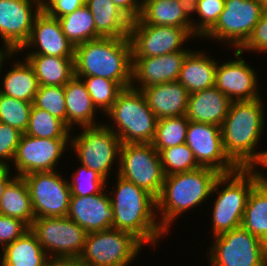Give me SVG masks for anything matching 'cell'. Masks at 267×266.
<instances>
[{
    "label": "cell",
    "instance_id": "6da1fadb",
    "mask_svg": "<svg viewBox=\"0 0 267 266\" xmlns=\"http://www.w3.org/2000/svg\"><path fill=\"white\" fill-rule=\"evenodd\" d=\"M263 101H231L221 125L224 151L238 168L267 169V150H257L266 129Z\"/></svg>",
    "mask_w": 267,
    "mask_h": 266
},
{
    "label": "cell",
    "instance_id": "7a4b0ae2",
    "mask_svg": "<svg viewBox=\"0 0 267 266\" xmlns=\"http://www.w3.org/2000/svg\"><path fill=\"white\" fill-rule=\"evenodd\" d=\"M114 176L115 185L108 192L114 209L112 228L131 233L154 249L168 236L157 217V199L134 183Z\"/></svg>",
    "mask_w": 267,
    "mask_h": 266
},
{
    "label": "cell",
    "instance_id": "3957f363",
    "mask_svg": "<svg viewBox=\"0 0 267 266\" xmlns=\"http://www.w3.org/2000/svg\"><path fill=\"white\" fill-rule=\"evenodd\" d=\"M220 175L215 169L199 167L189 172L165 176L157 198V217L162 228L170 234L171 225L183 213L199 205L201 207L204 202L207 204L214 183Z\"/></svg>",
    "mask_w": 267,
    "mask_h": 266
},
{
    "label": "cell",
    "instance_id": "277c9868",
    "mask_svg": "<svg viewBox=\"0 0 267 266\" xmlns=\"http://www.w3.org/2000/svg\"><path fill=\"white\" fill-rule=\"evenodd\" d=\"M74 74L117 82L123 89L132 83V46L129 37L98 38L80 44L74 52Z\"/></svg>",
    "mask_w": 267,
    "mask_h": 266
},
{
    "label": "cell",
    "instance_id": "5b68a950",
    "mask_svg": "<svg viewBox=\"0 0 267 266\" xmlns=\"http://www.w3.org/2000/svg\"><path fill=\"white\" fill-rule=\"evenodd\" d=\"M264 172L261 168H238L217 178L211 193V198L216 195L211 208L212 237L241 226L248 196L266 176Z\"/></svg>",
    "mask_w": 267,
    "mask_h": 266
},
{
    "label": "cell",
    "instance_id": "8992f818",
    "mask_svg": "<svg viewBox=\"0 0 267 266\" xmlns=\"http://www.w3.org/2000/svg\"><path fill=\"white\" fill-rule=\"evenodd\" d=\"M104 116L111 123H103L119 137L122 144L151 143L154 138L158 119L141 90L124 88Z\"/></svg>",
    "mask_w": 267,
    "mask_h": 266
},
{
    "label": "cell",
    "instance_id": "52a82bcc",
    "mask_svg": "<svg viewBox=\"0 0 267 266\" xmlns=\"http://www.w3.org/2000/svg\"><path fill=\"white\" fill-rule=\"evenodd\" d=\"M80 129L79 133H73L76 135L71 133L70 151L77 155L79 163L108 181L112 177V168L119 169L121 140L104 123Z\"/></svg>",
    "mask_w": 267,
    "mask_h": 266
},
{
    "label": "cell",
    "instance_id": "ba28073f",
    "mask_svg": "<svg viewBox=\"0 0 267 266\" xmlns=\"http://www.w3.org/2000/svg\"><path fill=\"white\" fill-rule=\"evenodd\" d=\"M145 245L129 232L110 228L89 232L78 260L86 266H130Z\"/></svg>",
    "mask_w": 267,
    "mask_h": 266
},
{
    "label": "cell",
    "instance_id": "9c48e42d",
    "mask_svg": "<svg viewBox=\"0 0 267 266\" xmlns=\"http://www.w3.org/2000/svg\"><path fill=\"white\" fill-rule=\"evenodd\" d=\"M206 254L210 266H267V244L242 226L214 236Z\"/></svg>",
    "mask_w": 267,
    "mask_h": 266
},
{
    "label": "cell",
    "instance_id": "30bf717a",
    "mask_svg": "<svg viewBox=\"0 0 267 266\" xmlns=\"http://www.w3.org/2000/svg\"><path fill=\"white\" fill-rule=\"evenodd\" d=\"M119 175L126 181L146 190L156 199L159 197L165 174L159 152L151 143L121 144Z\"/></svg>",
    "mask_w": 267,
    "mask_h": 266
},
{
    "label": "cell",
    "instance_id": "8fae6325",
    "mask_svg": "<svg viewBox=\"0 0 267 266\" xmlns=\"http://www.w3.org/2000/svg\"><path fill=\"white\" fill-rule=\"evenodd\" d=\"M263 13L259 0H225L216 24L202 37L239 49L250 37Z\"/></svg>",
    "mask_w": 267,
    "mask_h": 266
},
{
    "label": "cell",
    "instance_id": "7c38bea8",
    "mask_svg": "<svg viewBox=\"0 0 267 266\" xmlns=\"http://www.w3.org/2000/svg\"><path fill=\"white\" fill-rule=\"evenodd\" d=\"M31 232L52 259H78L87 232L68 217L35 218Z\"/></svg>",
    "mask_w": 267,
    "mask_h": 266
},
{
    "label": "cell",
    "instance_id": "4fadbf2b",
    "mask_svg": "<svg viewBox=\"0 0 267 266\" xmlns=\"http://www.w3.org/2000/svg\"><path fill=\"white\" fill-rule=\"evenodd\" d=\"M23 179L28 187L35 218L67 217L71 189L60 169L31 173Z\"/></svg>",
    "mask_w": 267,
    "mask_h": 266
},
{
    "label": "cell",
    "instance_id": "5bb4252c",
    "mask_svg": "<svg viewBox=\"0 0 267 266\" xmlns=\"http://www.w3.org/2000/svg\"><path fill=\"white\" fill-rule=\"evenodd\" d=\"M129 39L132 57H156L176 51H191L184 44L195 40L183 27L145 24L139 18L131 21Z\"/></svg>",
    "mask_w": 267,
    "mask_h": 266
},
{
    "label": "cell",
    "instance_id": "9a60e30c",
    "mask_svg": "<svg viewBox=\"0 0 267 266\" xmlns=\"http://www.w3.org/2000/svg\"><path fill=\"white\" fill-rule=\"evenodd\" d=\"M69 145L70 139H45L22 133L12 161L15 175L57 170L63 154L70 150Z\"/></svg>",
    "mask_w": 267,
    "mask_h": 266
},
{
    "label": "cell",
    "instance_id": "2e32d148",
    "mask_svg": "<svg viewBox=\"0 0 267 266\" xmlns=\"http://www.w3.org/2000/svg\"><path fill=\"white\" fill-rule=\"evenodd\" d=\"M42 0H0V51L18 52L28 41Z\"/></svg>",
    "mask_w": 267,
    "mask_h": 266
},
{
    "label": "cell",
    "instance_id": "e0dca14e",
    "mask_svg": "<svg viewBox=\"0 0 267 266\" xmlns=\"http://www.w3.org/2000/svg\"><path fill=\"white\" fill-rule=\"evenodd\" d=\"M185 143L201 167L215 169L221 174L238 169L224 151L219 125L189 121Z\"/></svg>",
    "mask_w": 267,
    "mask_h": 266
},
{
    "label": "cell",
    "instance_id": "ac0fdd59",
    "mask_svg": "<svg viewBox=\"0 0 267 266\" xmlns=\"http://www.w3.org/2000/svg\"><path fill=\"white\" fill-rule=\"evenodd\" d=\"M234 53L236 58L218 62L215 86L231 101H252L261 98L258 73L245 61L242 56L244 54L239 49H235Z\"/></svg>",
    "mask_w": 267,
    "mask_h": 266
},
{
    "label": "cell",
    "instance_id": "d6986e66",
    "mask_svg": "<svg viewBox=\"0 0 267 266\" xmlns=\"http://www.w3.org/2000/svg\"><path fill=\"white\" fill-rule=\"evenodd\" d=\"M24 51V55L74 58L75 47L64 35L59 19L49 16L42 9L34 18L28 41L18 53L21 55Z\"/></svg>",
    "mask_w": 267,
    "mask_h": 266
},
{
    "label": "cell",
    "instance_id": "ffe728a7",
    "mask_svg": "<svg viewBox=\"0 0 267 266\" xmlns=\"http://www.w3.org/2000/svg\"><path fill=\"white\" fill-rule=\"evenodd\" d=\"M189 52L176 51L156 57H132L131 87L142 90L153 85L177 81L183 61Z\"/></svg>",
    "mask_w": 267,
    "mask_h": 266
},
{
    "label": "cell",
    "instance_id": "44dd1931",
    "mask_svg": "<svg viewBox=\"0 0 267 266\" xmlns=\"http://www.w3.org/2000/svg\"><path fill=\"white\" fill-rule=\"evenodd\" d=\"M105 188L101 193L89 196H71L67 217L87 233L112 228L114 209Z\"/></svg>",
    "mask_w": 267,
    "mask_h": 266
},
{
    "label": "cell",
    "instance_id": "7402d4cb",
    "mask_svg": "<svg viewBox=\"0 0 267 266\" xmlns=\"http://www.w3.org/2000/svg\"><path fill=\"white\" fill-rule=\"evenodd\" d=\"M17 54L18 52L1 51L0 94L33 103L39 89L38 79L26 58L15 59L16 56H20ZM6 62L12 66L3 75Z\"/></svg>",
    "mask_w": 267,
    "mask_h": 266
},
{
    "label": "cell",
    "instance_id": "603a6c76",
    "mask_svg": "<svg viewBox=\"0 0 267 266\" xmlns=\"http://www.w3.org/2000/svg\"><path fill=\"white\" fill-rule=\"evenodd\" d=\"M139 19L145 24L185 28L195 39L192 30L191 7L187 0H142Z\"/></svg>",
    "mask_w": 267,
    "mask_h": 266
},
{
    "label": "cell",
    "instance_id": "cb8c5ba5",
    "mask_svg": "<svg viewBox=\"0 0 267 266\" xmlns=\"http://www.w3.org/2000/svg\"><path fill=\"white\" fill-rule=\"evenodd\" d=\"M141 91L157 119L186 115L190 93L178 81L153 85Z\"/></svg>",
    "mask_w": 267,
    "mask_h": 266
},
{
    "label": "cell",
    "instance_id": "d4e9b609",
    "mask_svg": "<svg viewBox=\"0 0 267 266\" xmlns=\"http://www.w3.org/2000/svg\"><path fill=\"white\" fill-rule=\"evenodd\" d=\"M66 126L73 131L75 127H93L103 124L96 121L98 110L81 78L74 76L65 86ZM97 113V114H96ZM96 117V118H95Z\"/></svg>",
    "mask_w": 267,
    "mask_h": 266
},
{
    "label": "cell",
    "instance_id": "484cf974",
    "mask_svg": "<svg viewBox=\"0 0 267 266\" xmlns=\"http://www.w3.org/2000/svg\"><path fill=\"white\" fill-rule=\"evenodd\" d=\"M231 100L216 86L190 93L186 117L189 121L221 126L226 118Z\"/></svg>",
    "mask_w": 267,
    "mask_h": 266
},
{
    "label": "cell",
    "instance_id": "4316f807",
    "mask_svg": "<svg viewBox=\"0 0 267 266\" xmlns=\"http://www.w3.org/2000/svg\"><path fill=\"white\" fill-rule=\"evenodd\" d=\"M203 50H191L185 57L178 82L189 93H195L215 86L218 60Z\"/></svg>",
    "mask_w": 267,
    "mask_h": 266
},
{
    "label": "cell",
    "instance_id": "83f0119b",
    "mask_svg": "<svg viewBox=\"0 0 267 266\" xmlns=\"http://www.w3.org/2000/svg\"><path fill=\"white\" fill-rule=\"evenodd\" d=\"M85 5L93 15L97 39L129 37L132 20L111 0H90Z\"/></svg>",
    "mask_w": 267,
    "mask_h": 266
},
{
    "label": "cell",
    "instance_id": "f1b7e54d",
    "mask_svg": "<svg viewBox=\"0 0 267 266\" xmlns=\"http://www.w3.org/2000/svg\"><path fill=\"white\" fill-rule=\"evenodd\" d=\"M0 251V266H48L51 260L31 230Z\"/></svg>",
    "mask_w": 267,
    "mask_h": 266
},
{
    "label": "cell",
    "instance_id": "f546056e",
    "mask_svg": "<svg viewBox=\"0 0 267 266\" xmlns=\"http://www.w3.org/2000/svg\"><path fill=\"white\" fill-rule=\"evenodd\" d=\"M39 86H65L74 76V58L48 55H25Z\"/></svg>",
    "mask_w": 267,
    "mask_h": 266
},
{
    "label": "cell",
    "instance_id": "4dcf8cb0",
    "mask_svg": "<svg viewBox=\"0 0 267 266\" xmlns=\"http://www.w3.org/2000/svg\"><path fill=\"white\" fill-rule=\"evenodd\" d=\"M241 226L267 244V174L249 194Z\"/></svg>",
    "mask_w": 267,
    "mask_h": 266
},
{
    "label": "cell",
    "instance_id": "1f68e13d",
    "mask_svg": "<svg viewBox=\"0 0 267 266\" xmlns=\"http://www.w3.org/2000/svg\"><path fill=\"white\" fill-rule=\"evenodd\" d=\"M0 214L20 219L31 226L35 215L23 177L16 176L5 188L0 201Z\"/></svg>",
    "mask_w": 267,
    "mask_h": 266
},
{
    "label": "cell",
    "instance_id": "d6a6232c",
    "mask_svg": "<svg viewBox=\"0 0 267 266\" xmlns=\"http://www.w3.org/2000/svg\"><path fill=\"white\" fill-rule=\"evenodd\" d=\"M58 19L64 35L74 47L97 39L93 15L85 4L72 13Z\"/></svg>",
    "mask_w": 267,
    "mask_h": 266
},
{
    "label": "cell",
    "instance_id": "836d02e7",
    "mask_svg": "<svg viewBox=\"0 0 267 266\" xmlns=\"http://www.w3.org/2000/svg\"><path fill=\"white\" fill-rule=\"evenodd\" d=\"M71 133L61 120L43 109L32 106L24 134L45 139H70Z\"/></svg>",
    "mask_w": 267,
    "mask_h": 266
},
{
    "label": "cell",
    "instance_id": "e575fe53",
    "mask_svg": "<svg viewBox=\"0 0 267 266\" xmlns=\"http://www.w3.org/2000/svg\"><path fill=\"white\" fill-rule=\"evenodd\" d=\"M188 125L189 120L186 115L158 119L151 144L158 152L161 149L184 144Z\"/></svg>",
    "mask_w": 267,
    "mask_h": 266
},
{
    "label": "cell",
    "instance_id": "d590c367",
    "mask_svg": "<svg viewBox=\"0 0 267 266\" xmlns=\"http://www.w3.org/2000/svg\"><path fill=\"white\" fill-rule=\"evenodd\" d=\"M92 102L102 115L106 114L117 100L123 88L115 81L97 76L81 77Z\"/></svg>",
    "mask_w": 267,
    "mask_h": 266
},
{
    "label": "cell",
    "instance_id": "8d00e7d4",
    "mask_svg": "<svg viewBox=\"0 0 267 266\" xmlns=\"http://www.w3.org/2000/svg\"><path fill=\"white\" fill-rule=\"evenodd\" d=\"M160 161L165 176L189 172L201 167L186 143L159 151Z\"/></svg>",
    "mask_w": 267,
    "mask_h": 266
},
{
    "label": "cell",
    "instance_id": "74e56055",
    "mask_svg": "<svg viewBox=\"0 0 267 266\" xmlns=\"http://www.w3.org/2000/svg\"><path fill=\"white\" fill-rule=\"evenodd\" d=\"M190 7L192 30L200 40L218 21L225 8V0H198ZM193 15L198 16L197 20Z\"/></svg>",
    "mask_w": 267,
    "mask_h": 266
},
{
    "label": "cell",
    "instance_id": "f35d334b",
    "mask_svg": "<svg viewBox=\"0 0 267 266\" xmlns=\"http://www.w3.org/2000/svg\"><path fill=\"white\" fill-rule=\"evenodd\" d=\"M33 103L0 94V122L24 133Z\"/></svg>",
    "mask_w": 267,
    "mask_h": 266
},
{
    "label": "cell",
    "instance_id": "ab89813d",
    "mask_svg": "<svg viewBox=\"0 0 267 266\" xmlns=\"http://www.w3.org/2000/svg\"><path fill=\"white\" fill-rule=\"evenodd\" d=\"M76 171L73 170L72 178H69L68 184L71 189V196H89L101 193L108 181L96 171L79 164ZM71 180V181H70Z\"/></svg>",
    "mask_w": 267,
    "mask_h": 266
},
{
    "label": "cell",
    "instance_id": "60d3db41",
    "mask_svg": "<svg viewBox=\"0 0 267 266\" xmlns=\"http://www.w3.org/2000/svg\"><path fill=\"white\" fill-rule=\"evenodd\" d=\"M33 105L49 112L66 125L64 86H39Z\"/></svg>",
    "mask_w": 267,
    "mask_h": 266
},
{
    "label": "cell",
    "instance_id": "b9f144b4",
    "mask_svg": "<svg viewBox=\"0 0 267 266\" xmlns=\"http://www.w3.org/2000/svg\"><path fill=\"white\" fill-rule=\"evenodd\" d=\"M21 135L22 132L18 129L0 122V167L12 168L10 164L14 159Z\"/></svg>",
    "mask_w": 267,
    "mask_h": 266
},
{
    "label": "cell",
    "instance_id": "7bdbcfd3",
    "mask_svg": "<svg viewBox=\"0 0 267 266\" xmlns=\"http://www.w3.org/2000/svg\"><path fill=\"white\" fill-rule=\"evenodd\" d=\"M239 50L251 53H267V11H263L259 22L255 25L252 34Z\"/></svg>",
    "mask_w": 267,
    "mask_h": 266
},
{
    "label": "cell",
    "instance_id": "ee69618b",
    "mask_svg": "<svg viewBox=\"0 0 267 266\" xmlns=\"http://www.w3.org/2000/svg\"><path fill=\"white\" fill-rule=\"evenodd\" d=\"M30 227L17 218L0 214V249L22 237Z\"/></svg>",
    "mask_w": 267,
    "mask_h": 266
},
{
    "label": "cell",
    "instance_id": "f6af8a7d",
    "mask_svg": "<svg viewBox=\"0 0 267 266\" xmlns=\"http://www.w3.org/2000/svg\"><path fill=\"white\" fill-rule=\"evenodd\" d=\"M84 0H42V9L51 17L60 18L84 5Z\"/></svg>",
    "mask_w": 267,
    "mask_h": 266
},
{
    "label": "cell",
    "instance_id": "bcb514c9",
    "mask_svg": "<svg viewBox=\"0 0 267 266\" xmlns=\"http://www.w3.org/2000/svg\"><path fill=\"white\" fill-rule=\"evenodd\" d=\"M131 20L138 19L141 13V0H111Z\"/></svg>",
    "mask_w": 267,
    "mask_h": 266
},
{
    "label": "cell",
    "instance_id": "7dc6e473",
    "mask_svg": "<svg viewBox=\"0 0 267 266\" xmlns=\"http://www.w3.org/2000/svg\"><path fill=\"white\" fill-rule=\"evenodd\" d=\"M13 167H0V201L7 185L16 177Z\"/></svg>",
    "mask_w": 267,
    "mask_h": 266
},
{
    "label": "cell",
    "instance_id": "c3c4849f",
    "mask_svg": "<svg viewBox=\"0 0 267 266\" xmlns=\"http://www.w3.org/2000/svg\"><path fill=\"white\" fill-rule=\"evenodd\" d=\"M48 266H86L78 259H52Z\"/></svg>",
    "mask_w": 267,
    "mask_h": 266
},
{
    "label": "cell",
    "instance_id": "681fc988",
    "mask_svg": "<svg viewBox=\"0 0 267 266\" xmlns=\"http://www.w3.org/2000/svg\"><path fill=\"white\" fill-rule=\"evenodd\" d=\"M263 11H267V0H259Z\"/></svg>",
    "mask_w": 267,
    "mask_h": 266
},
{
    "label": "cell",
    "instance_id": "f907efd6",
    "mask_svg": "<svg viewBox=\"0 0 267 266\" xmlns=\"http://www.w3.org/2000/svg\"><path fill=\"white\" fill-rule=\"evenodd\" d=\"M198 0H187V2L189 3V5L191 6L193 3H195Z\"/></svg>",
    "mask_w": 267,
    "mask_h": 266
},
{
    "label": "cell",
    "instance_id": "816d5d0a",
    "mask_svg": "<svg viewBox=\"0 0 267 266\" xmlns=\"http://www.w3.org/2000/svg\"><path fill=\"white\" fill-rule=\"evenodd\" d=\"M0 67H1V51H0Z\"/></svg>",
    "mask_w": 267,
    "mask_h": 266
}]
</instances>
